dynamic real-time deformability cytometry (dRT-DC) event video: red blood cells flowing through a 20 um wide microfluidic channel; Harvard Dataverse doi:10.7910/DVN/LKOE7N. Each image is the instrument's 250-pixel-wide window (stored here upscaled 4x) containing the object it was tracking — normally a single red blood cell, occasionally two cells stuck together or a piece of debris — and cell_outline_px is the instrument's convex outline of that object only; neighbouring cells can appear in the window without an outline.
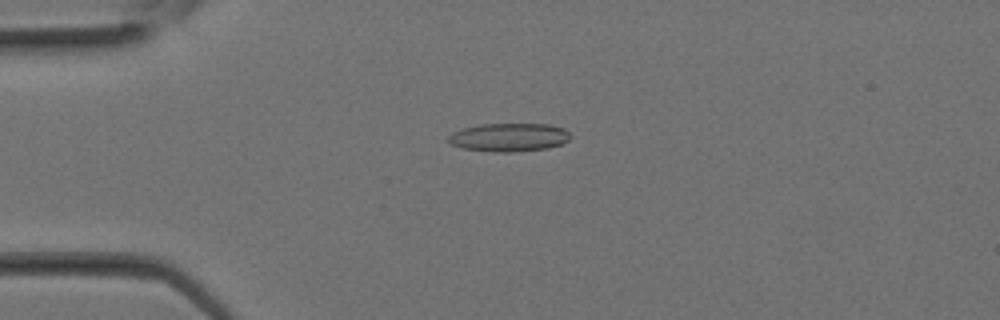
{"species": "Egyptian fruit bat (a non-hibernating species)", "species_latin": "Rousettus aegyptiacus", "temperature_condition": "room temperature", "stored_images_in_passage": 31, "camera_frame_rate_fps": 3000, "um_per_image_px": 0.085, "animal": {"sex": "female"}, "frame": {"image": 1, "passage_image": 8, "time_ms": 2.333, "image_size_px": [1000, 320], "cell_outline_px": [[572, 136], [568, 140], [560, 144], [548, 148], [516, 152], [496, 152], [464, 148], [452, 144], [448, 140], [448, 136], [452, 132], [464, 128], [480, 124], [548, 124], [564, 128]], "centroid_in_image_um": [43.29, 11.67], "position_along_channel_um": 41.7, "area_um2": 20.11}}
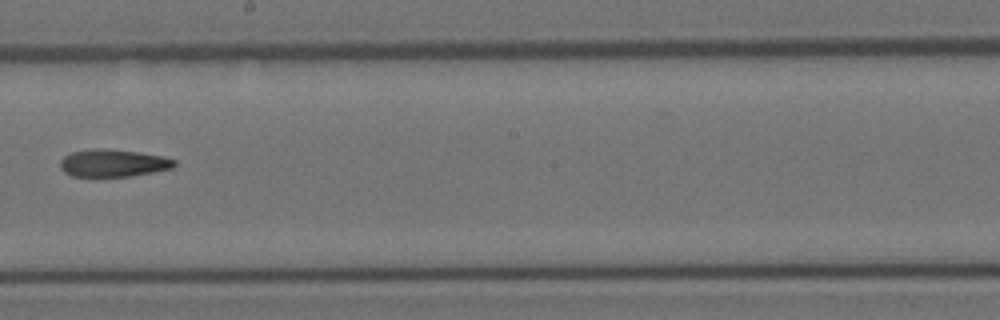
{"frame": {"image": 2, "passage_image": 18, "time_ms": 5.667, "image_size_px": [1000, 320], "cell_outline_px": [[176, 164], [172, 168], [132, 176], [72, 176], [64, 172], [60, 168], [60, 160], [64, 156], [72, 152], [92, 148], [96, 148], [136, 152], [164, 156], [176, 160]], "centroid_in_image_um": [9.6, 13.86], "position_along_channel_um": 238.6, "area_um2": 18.15}}
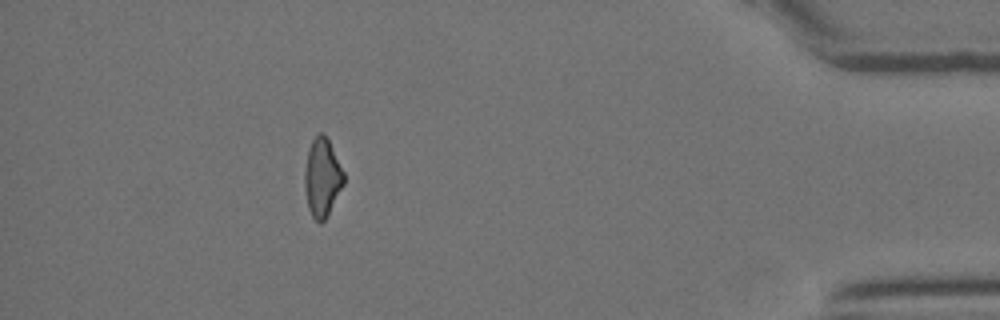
{"frame": {"image": 3, "passage_image": 28, "time_ms": 9.0, "image_size_px": [1000, 320], "cell_outline_px": [[344, 184], [328, 216], [320, 224], [312, 216], [308, 208], [304, 188], [304, 172], [308, 148], [316, 132], [324, 132], [344, 172]], "centroid_in_image_um": [27.37, 15.09], "position_along_channel_um": 407.8, "area_um2": 18.09}}